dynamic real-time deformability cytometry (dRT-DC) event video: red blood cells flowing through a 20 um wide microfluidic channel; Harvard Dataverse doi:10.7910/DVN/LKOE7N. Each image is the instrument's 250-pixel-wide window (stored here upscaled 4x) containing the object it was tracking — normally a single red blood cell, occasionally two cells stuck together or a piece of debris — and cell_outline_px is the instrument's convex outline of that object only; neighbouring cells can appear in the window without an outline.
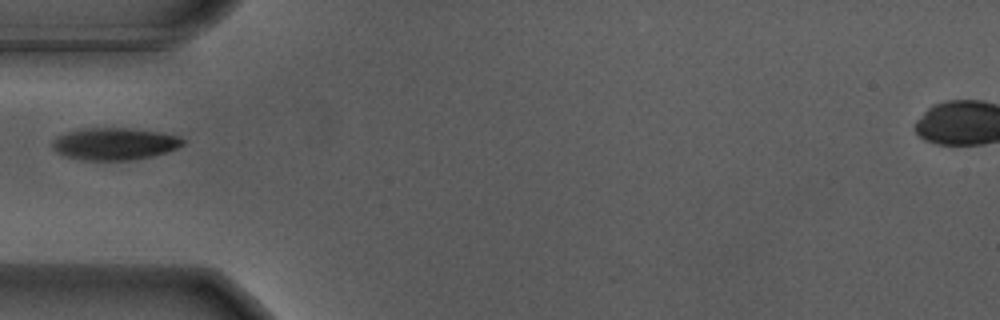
{"species": "Egyptian fruit bat (a non-hibernating species)", "species_latin": "Rousettus aegyptiacus", "temperature_condition": "warm", "stored_images_in_passage": 39, "camera_frame_rate_fps": 3000, "um_per_image_px": 0.085, "animal": {"sex": "male"}, "frame": {"image": 1, "passage_image": 1, "time_ms": 0.0, "image_size_px": [1000, 320], "cell_outline_px": [[184, 144], [176, 148], [152, 156], [128, 160], [88, 160], [64, 156], [56, 152], [52, 148], [52, 140], [56, 136], [68, 132], [88, 128], [128, 128], [156, 132], [180, 136], [184, 140]], "centroid_in_image_um": [9.7, 12.22], "position_along_channel_um": 75.3, "area_um2": 24.16}}
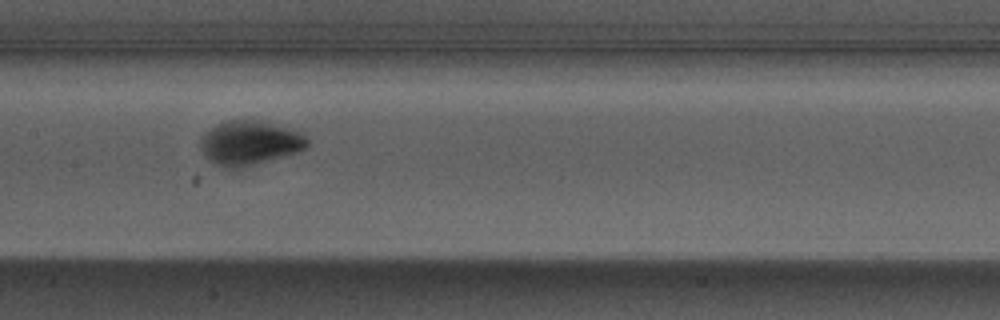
{"frame": {"image": 2, "passage_image": 10, "time_ms": 3.0, "image_size_px": [1000, 320], "cell_outline_px": [[308, 144], [304, 148], [296, 152], [244, 168], [224, 168], [216, 164], [204, 152], [200, 144], [200, 140], [204, 132], [216, 124], [228, 120], [256, 120], [296, 132], [304, 136], [308, 140]], "centroid_in_image_um": [21.16, 12.16], "position_along_channel_um": 186.2, "area_um2": 26.82}}
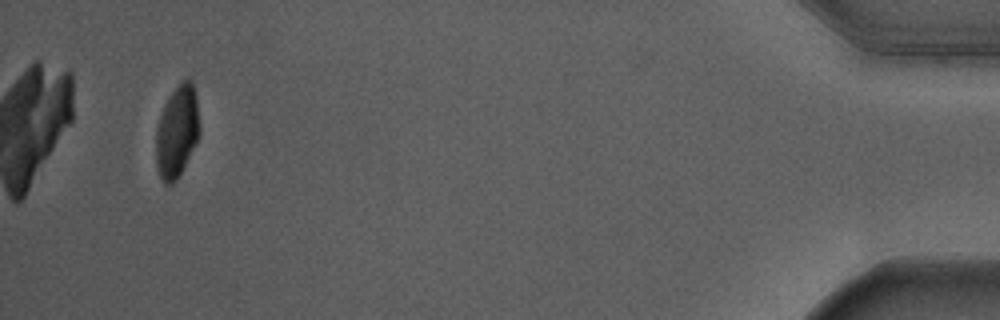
{"frame": {"image": 3, "passage_image": 36, "time_ms": 11.667, "image_size_px": [1000, 320], "cell_outline_px": [[200, 136], [176, 180], [172, 184], [164, 184], [160, 176], [156, 164], [156, 128], [164, 104], [172, 92], [184, 80], [188, 80], [192, 84], [196, 96], [200, 124]], "centroid_in_image_um": [15.05, 11.21], "position_along_channel_um": 420.2, "area_um2": 23.12}}